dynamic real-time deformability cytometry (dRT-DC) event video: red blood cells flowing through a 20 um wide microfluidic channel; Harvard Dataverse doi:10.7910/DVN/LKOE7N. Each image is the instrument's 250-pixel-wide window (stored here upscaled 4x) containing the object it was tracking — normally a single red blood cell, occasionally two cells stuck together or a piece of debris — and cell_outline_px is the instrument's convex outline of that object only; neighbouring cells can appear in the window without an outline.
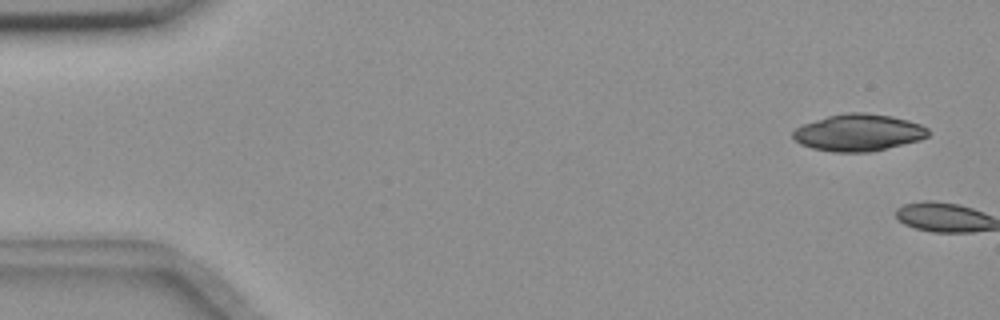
{"species": "common noctule bat (a hibernating species)", "species_latin": "Nyctalus noctula", "temperature_condition": "room temperature", "stored_images_in_passage": 4, "camera_frame_rate_fps": 3000, "um_per_image_px": 0.085, "animal": {"sex": "female", "body_mass_g": 18.4}, "frame": {"image": 1, "passage_image": 3, "time_ms": 0.667, "image_size_px": [1000, 320], "cell_outline_px": [[928, 136], [920, 140], [872, 152], [832, 152], [812, 148], [800, 144], [792, 136], [792, 132], [796, 128], [804, 124], [828, 116], [848, 112], [864, 112], [892, 116], [908, 120], [920, 124], [928, 128]], "centroid_in_image_um": [72.98, 11.27], "position_along_channel_um": 12.0, "area_um2": 29.13}}